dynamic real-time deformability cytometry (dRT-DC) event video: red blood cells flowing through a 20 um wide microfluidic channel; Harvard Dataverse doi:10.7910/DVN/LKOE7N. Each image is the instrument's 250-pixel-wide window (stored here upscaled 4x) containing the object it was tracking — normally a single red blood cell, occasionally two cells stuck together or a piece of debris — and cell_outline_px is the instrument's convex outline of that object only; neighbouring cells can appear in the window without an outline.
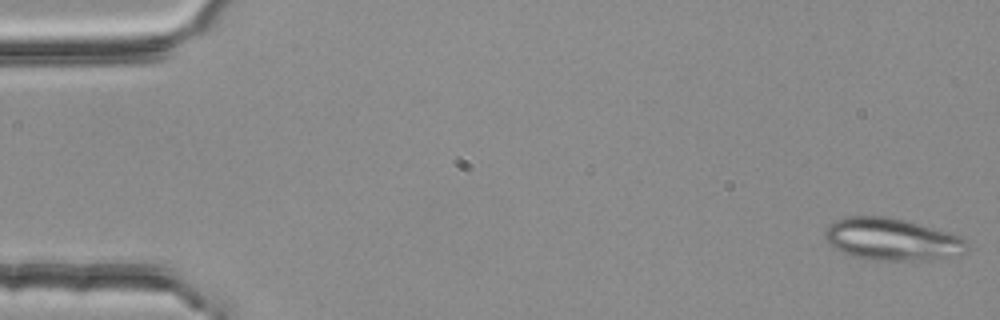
{"species": "common noctule bat (a hibernating species)", "species_latin": "Nyctalus noctula", "temperature_condition": "room temperature", "stored_images_in_passage": 4, "segment_of_instrument_passage": [2, 2], "camera_frame_rate_fps": 3000, "um_per_image_px": 0.085, "animal": {"sex": "female", "body_mass_g": 25.1}, "frame": {"image": 1, "passage_image": 4, "time_ms": 1.0, "image_size_px": [1000, 320], "cell_outline_px": [[968, 248], [964, 252], [952, 256], [924, 260], [876, 260], [852, 256], [840, 252], [828, 244], [824, 236], [824, 228], [832, 220], [844, 216], [888, 216], [904, 220], [960, 236], [968, 244]], "centroid_in_image_um": [75.71, 20.33], "position_along_channel_um": 9.3, "area_um2": 34.97}}